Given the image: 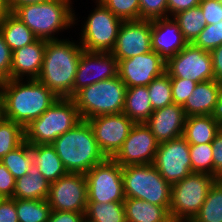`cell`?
I'll list each match as a JSON object with an SVG mask.
<instances>
[{
    "label": "cell",
    "mask_w": 222,
    "mask_h": 222,
    "mask_svg": "<svg viewBox=\"0 0 222 222\" xmlns=\"http://www.w3.org/2000/svg\"><path fill=\"white\" fill-rule=\"evenodd\" d=\"M0 91L5 118L24 128L32 120L38 119L58 99L37 79H9L0 83Z\"/></svg>",
    "instance_id": "6da1fadb"
},
{
    "label": "cell",
    "mask_w": 222,
    "mask_h": 222,
    "mask_svg": "<svg viewBox=\"0 0 222 222\" xmlns=\"http://www.w3.org/2000/svg\"><path fill=\"white\" fill-rule=\"evenodd\" d=\"M67 40L46 41L42 69L37 78L58 98L73 97L75 75L84 51L78 41Z\"/></svg>",
    "instance_id": "7a4b0ae2"
},
{
    "label": "cell",
    "mask_w": 222,
    "mask_h": 222,
    "mask_svg": "<svg viewBox=\"0 0 222 222\" xmlns=\"http://www.w3.org/2000/svg\"><path fill=\"white\" fill-rule=\"evenodd\" d=\"M51 145L67 172L86 174L96 164L106 159L87 120H81Z\"/></svg>",
    "instance_id": "3957f363"
},
{
    "label": "cell",
    "mask_w": 222,
    "mask_h": 222,
    "mask_svg": "<svg viewBox=\"0 0 222 222\" xmlns=\"http://www.w3.org/2000/svg\"><path fill=\"white\" fill-rule=\"evenodd\" d=\"M72 4L71 0H48L19 6L13 13L38 39L58 40L55 33L77 24Z\"/></svg>",
    "instance_id": "277c9868"
},
{
    "label": "cell",
    "mask_w": 222,
    "mask_h": 222,
    "mask_svg": "<svg viewBox=\"0 0 222 222\" xmlns=\"http://www.w3.org/2000/svg\"><path fill=\"white\" fill-rule=\"evenodd\" d=\"M127 87L119 76L105 79L79 90L72 98L81 120L123 113Z\"/></svg>",
    "instance_id": "5b68a950"
},
{
    "label": "cell",
    "mask_w": 222,
    "mask_h": 222,
    "mask_svg": "<svg viewBox=\"0 0 222 222\" xmlns=\"http://www.w3.org/2000/svg\"><path fill=\"white\" fill-rule=\"evenodd\" d=\"M81 121L73 98H58L38 119L25 128V142L52 144L59 136Z\"/></svg>",
    "instance_id": "8992f818"
},
{
    "label": "cell",
    "mask_w": 222,
    "mask_h": 222,
    "mask_svg": "<svg viewBox=\"0 0 222 222\" xmlns=\"http://www.w3.org/2000/svg\"><path fill=\"white\" fill-rule=\"evenodd\" d=\"M125 198H135L163 206L168 212L171 205L172 185L153 164L122 167Z\"/></svg>",
    "instance_id": "52a82bcc"
},
{
    "label": "cell",
    "mask_w": 222,
    "mask_h": 222,
    "mask_svg": "<svg viewBox=\"0 0 222 222\" xmlns=\"http://www.w3.org/2000/svg\"><path fill=\"white\" fill-rule=\"evenodd\" d=\"M215 180V177L208 174L191 173L172 184L169 209L172 222H190L201 209Z\"/></svg>",
    "instance_id": "ba28073f"
},
{
    "label": "cell",
    "mask_w": 222,
    "mask_h": 222,
    "mask_svg": "<svg viewBox=\"0 0 222 222\" xmlns=\"http://www.w3.org/2000/svg\"><path fill=\"white\" fill-rule=\"evenodd\" d=\"M80 30V45L88 52H111L123 22L105 6L96 4Z\"/></svg>",
    "instance_id": "9c48e42d"
},
{
    "label": "cell",
    "mask_w": 222,
    "mask_h": 222,
    "mask_svg": "<svg viewBox=\"0 0 222 222\" xmlns=\"http://www.w3.org/2000/svg\"><path fill=\"white\" fill-rule=\"evenodd\" d=\"M88 202H124L122 166L106 158L86 174Z\"/></svg>",
    "instance_id": "30bf717a"
},
{
    "label": "cell",
    "mask_w": 222,
    "mask_h": 222,
    "mask_svg": "<svg viewBox=\"0 0 222 222\" xmlns=\"http://www.w3.org/2000/svg\"><path fill=\"white\" fill-rule=\"evenodd\" d=\"M153 165L171 185L181 181L193 173L189 143L183 136L159 143Z\"/></svg>",
    "instance_id": "8fae6325"
},
{
    "label": "cell",
    "mask_w": 222,
    "mask_h": 222,
    "mask_svg": "<svg viewBox=\"0 0 222 222\" xmlns=\"http://www.w3.org/2000/svg\"><path fill=\"white\" fill-rule=\"evenodd\" d=\"M47 201L51 210L85 212L88 203L85 174L68 172L50 183Z\"/></svg>",
    "instance_id": "7c38bea8"
},
{
    "label": "cell",
    "mask_w": 222,
    "mask_h": 222,
    "mask_svg": "<svg viewBox=\"0 0 222 222\" xmlns=\"http://www.w3.org/2000/svg\"><path fill=\"white\" fill-rule=\"evenodd\" d=\"M166 72L170 77L191 79L197 83L213 80L211 53L188 44L166 62Z\"/></svg>",
    "instance_id": "4fadbf2b"
},
{
    "label": "cell",
    "mask_w": 222,
    "mask_h": 222,
    "mask_svg": "<svg viewBox=\"0 0 222 222\" xmlns=\"http://www.w3.org/2000/svg\"><path fill=\"white\" fill-rule=\"evenodd\" d=\"M87 121L106 158H113L116 155L135 124L124 113L100 115Z\"/></svg>",
    "instance_id": "5bb4252c"
},
{
    "label": "cell",
    "mask_w": 222,
    "mask_h": 222,
    "mask_svg": "<svg viewBox=\"0 0 222 222\" xmlns=\"http://www.w3.org/2000/svg\"><path fill=\"white\" fill-rule=\"evenodd\" d=\"M158 146L149 127L145 123H135L113 159L122 167L153 164Z\"/></svg>",
    "instance_id": "9a60e30c"
},
{
    "label": "cell",
    "mask_w": 222,
    "mask_h": 222,
    "mask_svg": "<svg viewBox=\"0 0 222 222\" xmlns=\"http://www.w3.org/2000/svg\"><path fill=\"white\" fill-rule=\"evenodd\" d=\"M166 72V61L155 51L118 60V76L127 88L148 86Z\"/></svg>",
    "instance_id": "2e32d148"
},
{
    "label": "cell",
    "mask_w": 222,
    "mask_h": 222,
    "mask_svg": "<svg viewBox=\"0 0 222 222\" xmlns=\"http://www.w3.org/2000/svg\"><path fill=\"white\" fill-rule=\"evenodd\" d=\"M151 48V20L123 21L111 51L117 60L148 53Z\"/></svg>",
    "instance_id": "e0dca14e"
},
{
    "label": "cell",
    "mask_w": 222,
    "mask_h": 222,
    "mask_svg": "<svg viewBox=\"0 0 222 222\" xmlns=\"http://www.w3.org/2000/svg\"><path fill=\"white\" fill-rule=\"evenodd\" d=\"M118 76V60L111 52L83 51L74 80L73 96L82 88Z\"/></svg>",
    "instance_id": "ac0fdd59"
},
{
    "label": "cell",
    "mask_w": 222,
    "mask_h": 222,
    "mask_svg": "<svg viewBox=\"0 0 222 222\" xmlns=\"http://www.w3.org/2000/svg\"><path fill=\"white\" fill-rule=\"evenodd\" d=\"M186 45L188 42L173 17L151 20V48L166 62Z\"/></svg>",
    "instance_id": "d6986e66"
},
{
    "label": "cell",
    "mask_w": 222,
    "mask_h": 222,
    "mask_svg": "<svg viewBox=\"0 0 222 222\" xmlns=\"http://www.w3.org/2000/svg\"><path fill=\"white\" fill-rule=\"evenodd\" d=\"M186 115L175 103L154 110L145 124L159 143L183 136Z\"/></svg>",
    "instance_id": "ffe728a7"
},
{
    "label": "cell",
    "mask_w": 222,
    "mask_h": 222,
    "mask_svg": "<svg viewBox=\"0 0 222 222\" xmlns=\"http://www.w3.org/2000/svg\"><path fill=\"white\" fill-rule=\"evenodd\" d=\"M45 39H37L32 44L12 52L11 79H37L42 69ZM24 76H27L26 78ZM24 77V78H23Z\"/></svg>",
    "instance_id": "44dd1931"
},
{
    "label": "cell",
    "mask_w": 222,
    "mask_h": 222,
    "mask_svg": "<svg viewBox=\"0 0 222 222\" xmlns=\"http://www.w3.org/2000/svg\"><path fill=\"white\" fill-rule=\"evenodd\" d=\"M219 82L215 79L197 83L193 93L182 106L186 117L218 116Z\"/></svg>",
    "instance_id": "7402d4cb"
},
{
    "label": "cell",
    "mask_w": 222,
    "mask_h": 222,
    "mask_svg": "<svg viewBox=\"0 0 222 222\" xmlns=\"http://www.w3.org/2000/svg\"><path fill=\"white\" fill-rule=\"evenodd\" d=\"M220 131L219 118L215 115L186 117L183 137L189 145L212 143Z\"/></svg>",
    "instance_id": "603a6c76"
},
{
    "label": "cell",
    "mask_w": 222,
    "mask_h": 222,
    "mask_svg": "<svg viewBox=\"0 0 222 222\" xmlns=\"http://www.w3.org/2000/svg\"><path fill=\"white\" fill-rule=\"evenodd\" d=\"M31 155L33 163L49 183L68 173L51 144L31 145Z\"/></svg>",
    "instance_id": "cb8c5ba5"
},
{
    "label": "cell",
    "mask_w": 222,
    "mask_h": 222,
    "mask_svg": "<svg viewBox=\"0 0 222 222\" xmlns=\"http://www.w3.org/2000/svg\"><path fill=\"white\" fill-rule=\"evenodd\" d=\"M50 183L40 173L36 164H32L26 175L16 179L13 198L47 199Z\"/></svg>",
    "instance_id": "d4e9b609"
},
{
    "label": "cell",
    "mask_w": 222,
    "mask_h": 222,
    "mask_svg": "<svg viewBox=\"0 0 222 222\" xmlns=\"http://www.w3.org/2000/svg\"><path fill=\"white\" fill-rule=\"evenodd\" d=\"M124 209L127 222H172L163 206L140 199L125 198Z\"/></svg>",
    "instance_id": "484cf974"
},
{
    "label": "cell",
    "mask_w": 222,
    "mask_h": 222,
    "mask_svg": "<svg viewBox=\"0 0 222 222\" xmlns=\"http://www.w3.org/2000/svg\"><path fill=\"white\" fill-rule=\"evenodd\" d=\"M0 31L12 52L38 39L29 27L11 11L0 21Z\"/></svg>",
    "instance_id": "4316f807"
},
{
    "label": "cell",
    "mask_w": 222,
    "mask_h": 222,
    "mask_svg": "<svg viewBox=\"0 0 222 222\" xmlns=\"http://www.w3.org/2000/svg\"><path fill=\"white\" fill-rule=\"evenodd\" d=\"M123 113L134 123H145L153 113L147 86L127 88Z\"/></svg>",
    "instance_id": "83f0119b"
},
{
    "label": "cell",
    "mask_w": 222,
    "mask_h": 222,
    "mask_svg": "<svg viewBox=\"0 0 222 222\" xmlns=\"http://www.w3.org/2000/svg\"><path fill=\"white\" fill-rule=\"evenodd\" d=\"M190 222H222V179L214 181L201 209Z\"/></svg>",
    "instance_id": "f1b7e54d"
},
{
    "label": "cell",
    "mask_w": 222,
    "mask_h": 222,
    "mask_svg": "<svg viewBox=\"0 0 222 222\" xmlns=\"http://www.w3.org/2000/svg\"><path fill=\"white\" fill-rule=\"evenodd\" d=\"M85 219L89 222H127L124 202H88Z\"/></svg>",
    "instance_id": "f546056e"
},
{
    "label": "cell",
    "mask_w": 222,
    "mask_h": 222,
    "mask_svg": "<svg viewBox=\"0 0 222 222\" xmlns=\"http://www.w3.org/2000/svg\"><path fill=\"white\" fill-rule=\"evenodd\" d=\"M173 19L179 25L188 44L193 43L207 25L199 5L175 14Z\"/></svg>",
    "instance_id": "4dcf8cb0"
},
{
    "label": "cell",
    "mask_w": 222,
    "mask_h": 222,
    "mask_svg": "<svg viewBox=\"0 0 222 222\" xmlns=\"http://www.w3.org/2000/svg\"><path fill=\"white\" fill-rule=\"evenodd\" d=\"M16 211L19 222H47L51 207L47 199H16Z\"/></svg>",
    "instance_id": "1f68e13d"
},
{
    "label": "cell",
    "mask_w": 222,
    "mask_h": 222,
    "mask_svg": "<svg viewBox=\"0 0 222 222\" xmlns=\"http://www.w3.org/2000/svg\"><path fill=\"white\" fill-rule=\"evenodd\" d=\"M0 162L7 167L15 179L26 175L33 164L31 144L24 142L15 150L5 155Z\"/></svg>",
    "instance_id": "d6a6232c"
},
{
    "label": "cell",
    "mask_w": 222,
    "mask_h": 222,
    "mask_svg": "<svg viewBox=\"0 0 222 222\" xmlns=\"http://www.w3.org/2000/svg\"><path fill=\"white\" fill-rule=\"evenodd\" d=\"M24 142V127L4 118L0 122V160Z\"/></svg>",
    "instance_id": "836d02e7"
},
{
    "label": "cell",
    "mask_w": 222,
    "mask_h": 222,
    "mask_svg": "<svg viewBox=\"0 0 222 222\" xmlns=\"http://www.w3.org/2000/svg\"><path fill=\"white\" fill-rule=\"evenodd\" d=\"M147 88L153 111L173 104L171 80L167 72L156 77Z\"/></svg>",
    "instance_id": "e575fe53"
},
{
    "label": "cell",
    "mask_w": 222,
    "mask_h": 222,
    "mask_svg": "<svg viewBox=\"0 0 222 222\" xmlns=\"http://www.w3.org/2000/svg\"><path fill=\"white\" fill-rule=\"evenodd\" d=\"M190 158L193 173H204L214 177L212 143L190 145Z\"/></svg>",
    "instance_id": "d590c367"
},
{
    "label": "cell",
    "mask_w": 222,
    "mask_h": 222,
    "mask_svg": "<svg viewBox=\"0 0 222 222\" xmlns=\"http://www.w3.org/2000/svg\"><path fill=\"white\" fill-rule=\"evenodd\" d=\"M123 21L140 20L139 0H95Z\"/></svg>",
    "instance_id": "8d00e7d4"
},
{
    "label": "cell",
    "mask_w": 222,
    "mask_h": 222,
    "mask_svg": "<svg viewBox=\"0 0 222 222\" xmlns=\"http://www.w3.org/2000/svg\"><path fill=\"white\" fill-rule=\"evenodd\" d=\"M192 44L208 52L222 45V20L206 25Z\"/></svg>",
    "instance_id": "74e56055"
},
{
    "label": "cell",
    "mask_w": 222,
    "mask_h": 222,
    "mask_svg": "<svg viewBox=\"0 0 222 222\" xmlns=\"http://www.w3.org/2000/svg\"><path fill=\"white\" fill-rule=\"evenodd\" d=\"M140 19L155 20L168 17L167 0H139Z\"/></svg>",
    "instance_id": "f35d334b"
},
{
    "label": "cell",
    "mask_w": 222,
    "mask_h": 222,
    "mask_svg": "<svg viewBox=\"0 0 222 222\" xmlns=\"http://www.w3.org/2000/svg\"><path fill=\"white\" fill-rule=\"evenodd\" d=\"M173 103L183 106L188 97L193 93L197 82L191 79L170 77Z\"/></svg>",
    "instance_id": "ab89813d"
},
{
    "label": "cell",
    "mask_w": 222,
    "mask_h": 222,
    "mask_svg": "<svg viewBox=\"0 0 222 222\" xmlns=\"http://www.w3.org/2000/svg\"><path fill=\"white\" fill-rule=\"evenodd\" d=\"M12 51L0 31V83L11 79Z\"/></svg>",
    "instance_id": "60d3db41"
},
{
    "label": "cell",
    "mask_w": 222,
    "mask_h": 222,
    "mask_svg": "<svg viewBox=\"0 0 222 222\" xmlns=\"http://www.w3.org/2000/svg\"><path fill=\"white\" fill-rule=\"evenodd\" d=\"M199 7L202 10L206 24L219 23L222 20V3L217 0H201Z\"/></svg>",
    "instance_id": "b9f144b4"
},
{
    "label": "cell",
    "mask_w": 222,
    "mask_h": 222,
    "mask_svg": "<svg viewBox=\"0 0 222 222\" xmlns=\"http://www.w3.org/2000/svg\"><path fill=\"white\" fill-rule=\"evenodd\" d=\"M16 179L7 169V167L0 162V198H13L15 190Z\"/></svg>",
    "instance_id": "7bdbcfd3"
},
{
    "label": "cell",
    "mask_w": 222,
    "mask_h": 222,
    "mask_svg": "<svg viewBox=\"0 0 222 222\" xmlns=\"http://www.w3.org/2000/svg\"><path fill=\"white\" fill-rule=\"evenodd\" d=\"M0 222H19L15 198H0Z\"/></svg>",
    "instance_id": "ee69618b"
},
{
    "label": "cell",
    "mask_w": 222,
    "mask_h": 222,
    "mask_svg": "<svg viewBox=\"0 0 222 222\" xmlns=\"http://www.w3.org/2000/svg\"><path fill=\"white\" fill-rule=\"evenodd\" d=\"M214 177L222 179V130H220L212 141Z\"/></svg>",
    "instance_id": "f6af8a7d"
},
{
    "label": "cell",
    "mask_w": 222,
    "mask_h": 222,
    "mask_svg": "<svg viewBox=\"0 0 222 222\" xmlns=\"http://www.w3.org/2000/svg\"><path fill=\"white\" fill-rule=\"evenodd\" d=\"M85 212H68L51 210L47 222H83Z\"/></svg>",
    "instance_id": "bcb514c9"
},
{
    "label": "cell",
    "mask_w": 222,
    "mask_h": 222,
    "mask_svg": "<svg viewBox=\"0 0 222 222\" xmlns=\"http://www.w3.org/2000/svg\"><path fill=\"white\" fill-rule=\"evenodd\" d=\"M200 2L201 0H167L168 17H173L179 12L198 6Z\"/></svg>",
    "instance_id": "7dc6e473"
},
{
    "label": "cell",
    "mask_w": 222,
    "mask_h": 222,
    "mask_svg": "<svg viewBox=\"0 0 222 222\" xmlns=\"http://www.w3.org/2000/svg\"><path fill=\"white\" fill-rule=\"evenodd\" d=\"M214 79L218 82L222 81V45L216 47L211 52Z\"/></svg>",
    "instance_id": "c3c4849f"
},
{
    "label": "cell",
    "mask_w": 222,
    "mask_h": 222,
    "mask_svg": "<svg viewBox=\"0 0 222 222\" xmlns=\"http://www.w3.org/2000/svg\"><path fill=\"white\" fill-rule=\"evenodd\" d=\"M9 9L11 12H14L19 6H24L27 4H36L42 3L48 0H7Z\"/></svg>",
    "instance_id": "681fc988"
},
{
    "label": "cell",
    "mask_w": 222,
    "mask_h": 222,
    "mask_svg": "<svg viewBox=\"0 0 222 222\" xmlns=\"http://www.w3.org/2000/svg\"><path fill=\"white\" fill-rule=\"evenodd\" d=\"M10 12L8 1L0 0V21Z\"/></svg>",
    "instance_id": "f907efd6"
},
{
    "label": "cell",
    "mask_w": 222,
    "mask_h": 222,
    "mask_svg": "<svg viewBox=\"0 0 222 222\" xmlns=\"http://www.w3.org/2000/svg\"><path fill=\"white\" fill-rule=\"evenodd\" d=\"M222 112V81L219 82L218 115Z\"/></svg>",
    "instance_id": "816d5d0a"
},
{
    "label": "cell",
    "mask_w": 222,
    "mask_h": 222,
    "mask_svg": "<svg viewBox=\"0 0 222 222\" xmlns=\"http://www.w3.org/2000/svg\"><path fill=\"white\" fill-rule=\"evenodd\" d=\"M5 118L4 115V101L0 91V122Z\"/></svg>",
    "instance_id": "f5cc1de1"
},
{
    "label": "cell",
    "mask_w": 222,
    "mask_h": 222,
    "mask_svg": "<svg viewBox=\"0 0 222 222\" xmlns=\"http://www.w3.org/2000/svg\"><path fill=\"white\" fill-rule=\"evenodd\" d=\"M218 118H219L220 130H222V112L218 115Z\"/></svg>",
    "instance_id": "db71d44e"
}]
</instances>
